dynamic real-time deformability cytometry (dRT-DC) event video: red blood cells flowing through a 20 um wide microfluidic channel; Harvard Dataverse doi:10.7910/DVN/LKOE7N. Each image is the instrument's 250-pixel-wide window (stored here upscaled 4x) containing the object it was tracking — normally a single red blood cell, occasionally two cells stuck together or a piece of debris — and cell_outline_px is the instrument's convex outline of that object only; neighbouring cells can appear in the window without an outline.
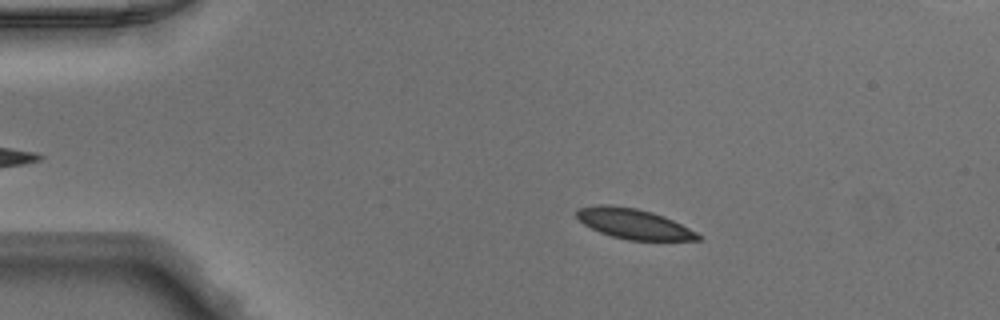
{"species": "Egyptian fruit bat (a non-hibernating species)", "species_latin": "Rousettus aegyptiacus", "temperature_condition": "warm", "stored_images_in_passage": 50, "camera_frame_rate_fps": 3000, "um_per_image_px": 0.085, "animal": {"sex": "male"}, "frame": {"image": 1, "passage_image": 9, "time_ms": 2.667, "image_size_px": [1000, 320], "cell_outline_px": [[704, 236], [700, 240], [628, 240], [612, 236], [600, 232], [584, 224], [576, 216], [576, 212], [580, 208], [596, 204], [608, 204], [636, 208], [652, 212], [664, 216]], "centroid_in_image_um": [53.87, 19.02], "position_along_channel_um": 31.1, "area_um2": 21.21}}
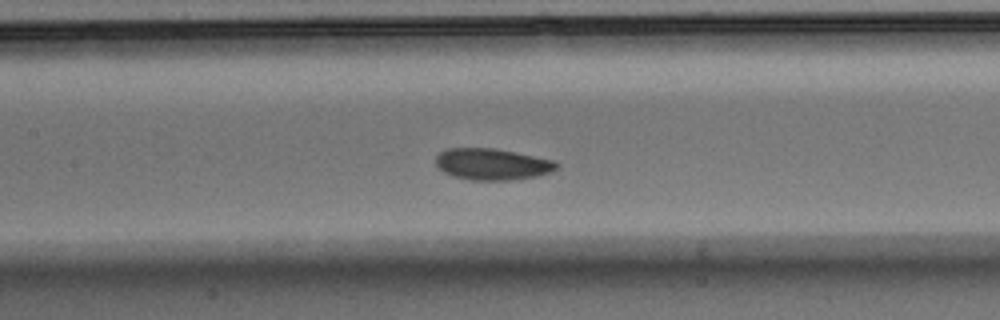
{"frame": {"image": 2, "passage_image": 23, "time_ms": 7.333, "image_size_px": [1000, 320], "cell_outline_px": [[560, 168], [552, 172], [536, 176], [512, 180], [468, 180], [452, 176], [444, 172], [436, 164], [436, 156], [440, 152], [448, 148], [496, 148], [556, 160], [560, 164]], "centroid_in_image_um": [41.89, 13.95], "position_along_channel_um": 165.5, "area_um2": 22.48}}
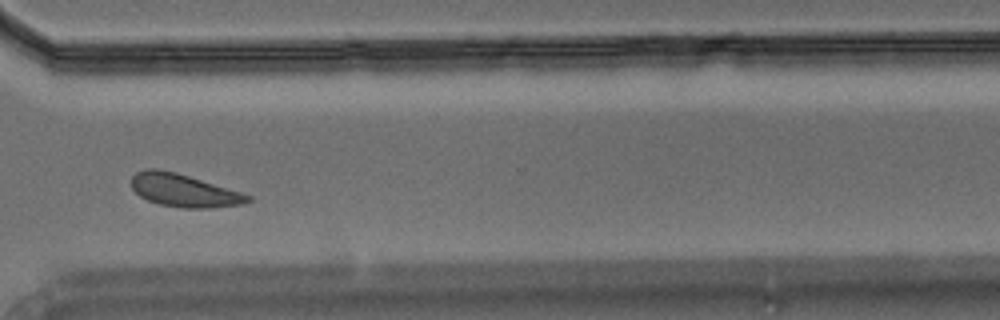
{"frame": {"image": 3, "passage_image": 37, "time_ms": 12.0, "image_size_px": [1000, 320], "cell_outline_px": [[252, 200], [240, 204], [208, 208], [184, 208], [160, 204], [148, 200], [140, 196], [132, 188], [132, 176], [136, 172], [144, 168], [160, 168], [176, 172], [240, 192], [252, 196]], "centroid_in_image_um": [15.58, 16.17], "position_along_channel_um": 355.0, "area_um2": 22.08}}